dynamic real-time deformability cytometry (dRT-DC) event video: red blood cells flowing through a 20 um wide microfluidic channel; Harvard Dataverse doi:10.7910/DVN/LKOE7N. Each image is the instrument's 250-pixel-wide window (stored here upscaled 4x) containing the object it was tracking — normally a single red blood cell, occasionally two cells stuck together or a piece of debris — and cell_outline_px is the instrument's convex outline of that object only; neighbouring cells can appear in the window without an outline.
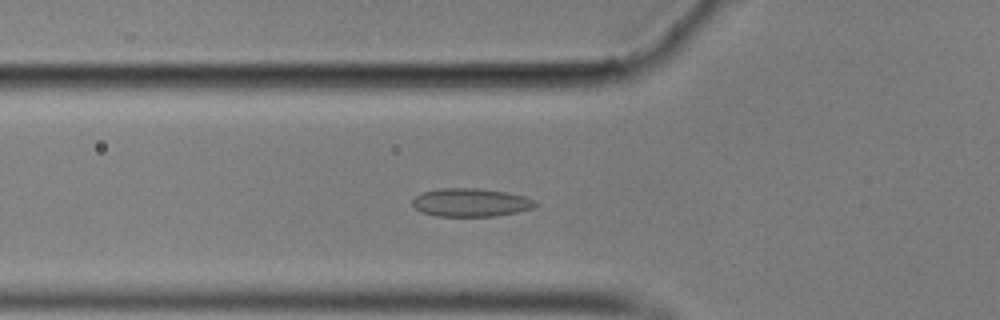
{"species": "common noctule bat (a hibernating species)", "species_latin": "Nyctalus noctula", "temperature_condition": "cold", "stored_images_in_passage": 57, "camera_frame_rate_fps": 3000, "um_per_image_px": 0.085, "animal": {"sex": "male", "body_mass_g": 17.9}, "frame": {"image": 1, "passage_image": 20, "time_ms": 6.333, "image_size_px": [1000, 320], "cell_outline_px": [[540, 204], [532, 208], [516, 212], [496, 216], [436, 216], [420, 212], [412, 204], [412, 200], [416, 196], [424, 192], [440, 188], [476, 188], [508, 192], [524, 196], [536, 200]], "centroid_in_image_um": [40.04, 17.21], "position_along_channel_um": 85.8, "area_um2": 20.35}}
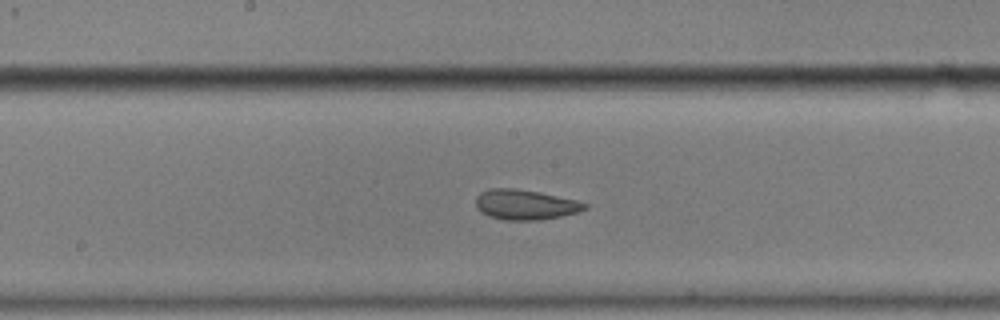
{"frame": {"image": 2, "passage_image": 30, "time_ms": 9.667, "image_size_px": [1000, 320], "cell_outline_px": [[588, 208], [580, 212], [540, 220], [504, 220], [488, 216], [480, 212], [476, 208], [476, 196], [480, 192], [488, 188], [512, 188], [540, 192], [576, 200], [588, 204]], "centroid_in_image_um": [44.63, 17.39], "position_along_channel_um": 203.6, "area_um2": 19.31}}
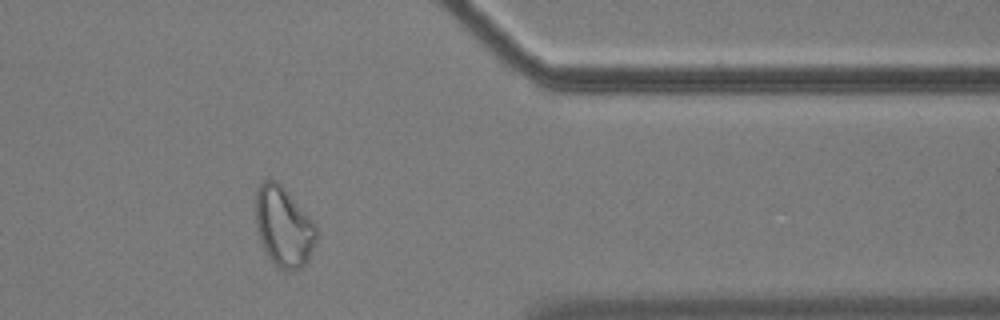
{"frame": {"image": 3, "passage_image": 47, "time_ms": 15.333, "image_size_px": [1000, 320], "cell_outline_px": [[316, 240], [308, 260], [300, 268], [280, 268], [268, 256], [260, 240], [256, 224], [256, 192], [260, 184], [264, 180], [276, 180], [284, 188], [316, 224]], "centroid_in_image_um": [24.1, 19.24], "position_along_channel_um": 387.3, "area_um2": 27.63}, "authors_computed_cell_mechanics": {"area_um2": 20.4034, "velocity_mm_per_s": 3.5048, "shape_relaxation_time_tau1_ms": null, "shape_relaxation_time_tau2_ms": 1.845, "deformation_change_tau1": null, "deformation_change_tau2": 0.078}}